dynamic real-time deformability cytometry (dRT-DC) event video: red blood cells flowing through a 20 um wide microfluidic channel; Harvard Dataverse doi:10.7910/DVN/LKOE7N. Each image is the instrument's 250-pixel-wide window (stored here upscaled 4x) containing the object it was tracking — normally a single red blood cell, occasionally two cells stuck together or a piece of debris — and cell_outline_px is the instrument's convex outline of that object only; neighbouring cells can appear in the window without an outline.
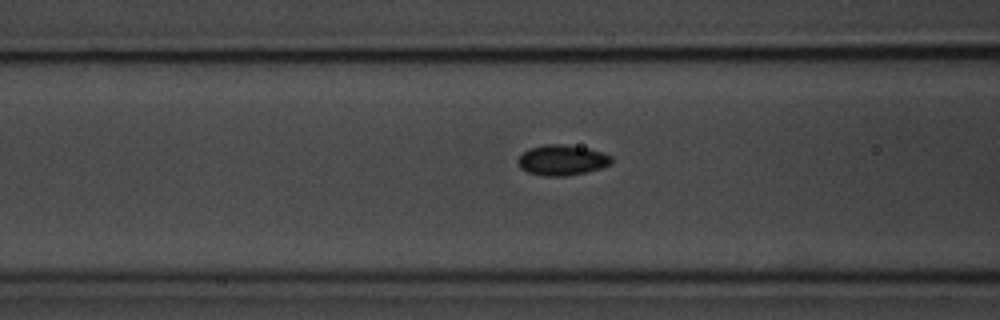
{"species": "common noctule bat (a hibernating species)", "species_latin": "Nyctalus noctula", "temperature_condition": "room temperature", "stored_images_in_passage": 38, "camera_frame_rate_fps": 3000, "um_per_image_px": 0.085, "animal": {"sex": "male", "body_mass_g": 20.1, "forearm_length_mm": 53.5}, "frame": {"image": 1, "passage_image": 9, "time_ms": 2.667, "image_size_px": [1000, 320], "cell_outline_px": [[612, 164], [600, 168], [568, 176], [544, 176], [528, 172], [520, 168], [516, 164], [516, 160], [528, 148], [544, 144], [564, 144], [588, 148], [612, 156]], "centroid_in_image_um": [47.74, 13.6], "position_along_channel_um": 118.9, "area_um2": 16.7}}
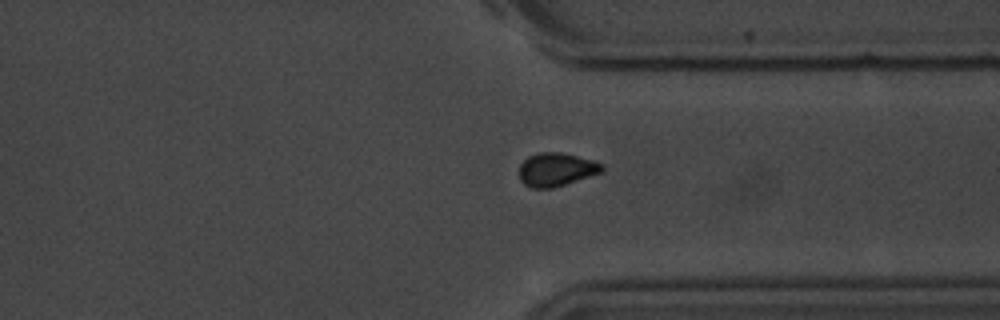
{"frame": {"image": 2, "passage_image": 29, "time_ms": 9.333, "image_size_px": [1000, 320], "cell_outline_px": [[604, 168], [600, 172], [552, 188], [532, 188], [524, 184], [520, 180], [520, 164], [528, 156], [536, 152], [560, 152], [592, 160], [604, 164]], "centroid_in_image_um": [47.24, 14.39], "position_along_channel_um": 364.2, "area_um2": 15.9}}
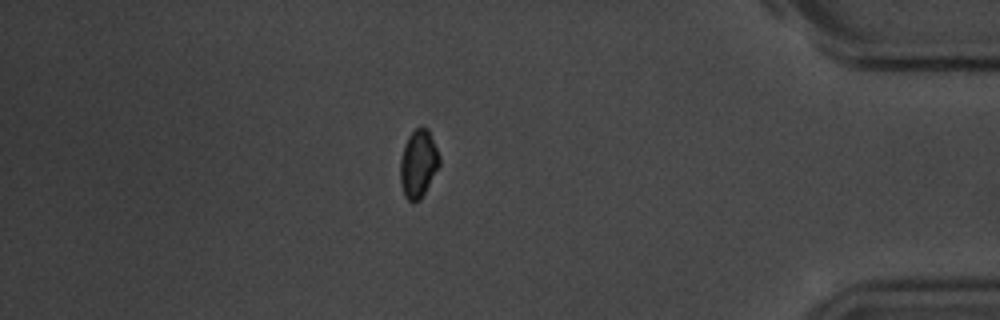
{"frame": {"image": 3, "passage_image": 35, "time_ms": 11.333, "image_size_px": [1000, 320], "cell_outline_px": [[440, 164], [420, 200], [412, 204], [404, 196], [400, 184], [400, 160], [404, 144], [408, 136], [420, 124], [428, 128], [440, 156]], "centroid_in_image_um": [35.54, 13.9], "position_along_channel_um": 399.7, "area_um2": 15.72}, "authors_computed_cell_mechanics": {"area_um2": 15.9528, "velocity_mm_per_s": 3.6772, "shape_relaxation_time_tau1_ms": null, "shape_relaxation_time_tau2_ms": 7.8627, "deformation_change_tau1": null, "deformation_change_tau2": 0.0703}}